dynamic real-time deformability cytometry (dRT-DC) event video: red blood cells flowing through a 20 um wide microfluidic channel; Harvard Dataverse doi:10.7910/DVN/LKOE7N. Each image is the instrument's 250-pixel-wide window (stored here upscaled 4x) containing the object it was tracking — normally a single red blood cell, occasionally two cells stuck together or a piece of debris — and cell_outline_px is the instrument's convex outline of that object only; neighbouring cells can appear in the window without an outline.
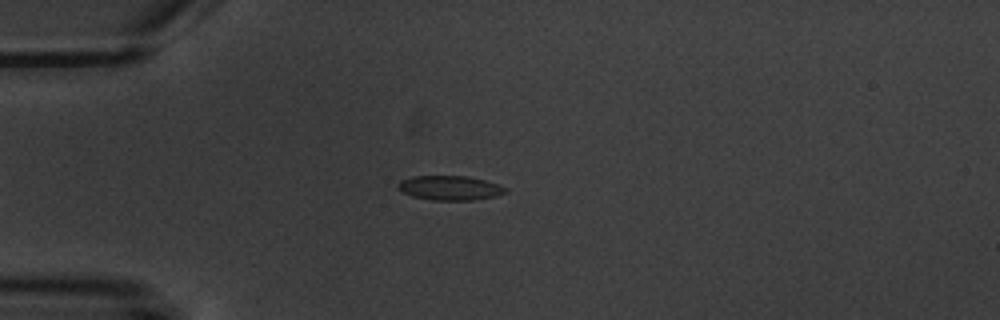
{"species": "common noctule bat (a hibernating species)", "species_latin": "Nyctalus noctula", "temperature_condition": "warm", "stored_images_in_passage": 4, "camera_frame_rate_fps": 3000, "um_per_image_px": 0.085, "animal": {"sex": "male", "body_mass_g": 20.1, "forearm_length_mm": 53.5}, "frame": {"image": 1, "passage_image": 4, "time_ms": 3.667, "image_size_px": [1000, 320], "cell_outline_px": [[508, 192], [496, 196], [472, 200], [432, 200], [412, 196], [396, 188], [396, 184], [400, 180], [412, 176], [468, 176], [484, 180], [508, 188]], "centroid_in_image_um": [38.22, 15.97], "position_along_channel_um": 46.8, "area_um2": 15.37}}